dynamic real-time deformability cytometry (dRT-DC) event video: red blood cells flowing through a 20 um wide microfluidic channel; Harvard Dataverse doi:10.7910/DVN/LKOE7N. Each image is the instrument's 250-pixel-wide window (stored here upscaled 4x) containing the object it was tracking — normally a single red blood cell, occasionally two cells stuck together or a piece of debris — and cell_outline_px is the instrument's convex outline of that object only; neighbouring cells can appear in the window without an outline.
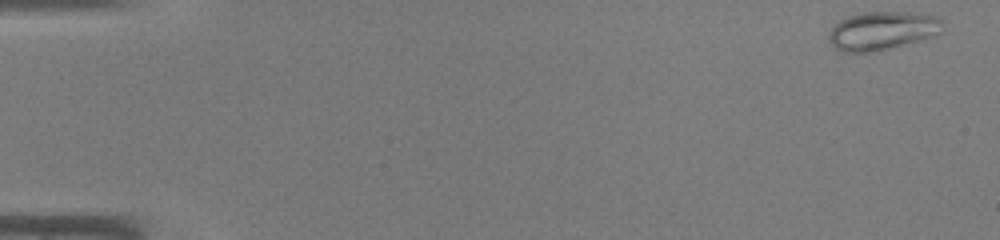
{"species": "common noctule bat (a hibernating species)", "species_latin": "Nyctalus noctula", "temperature_condition": "warm", "stored_images_in_passage": 12, "camera_frame_rate_fps": 3000, "um_per_image_px": 0.085, "animal": {"sex": "male", "body_mass_g": 19.0, "forearm_length_mm": 50.8}, "frame": {"image": 1, "passage_image": 1, "time_ms": 0.0, "image_size_px": [1000, 240], "cell_outline_px": [[944, 20], [940, 32], [916, 40], [876, 52], [844, 52], [836, 48], [828, 40], [828, 36], [832, 28], [840, 20], [848, 16], [864, 12], [908, 12], [940, 16]], "centroid_in_image_um": [74.97, 2.59], "position_along_channel_um": 10.0, "area_um2": 25.2}}